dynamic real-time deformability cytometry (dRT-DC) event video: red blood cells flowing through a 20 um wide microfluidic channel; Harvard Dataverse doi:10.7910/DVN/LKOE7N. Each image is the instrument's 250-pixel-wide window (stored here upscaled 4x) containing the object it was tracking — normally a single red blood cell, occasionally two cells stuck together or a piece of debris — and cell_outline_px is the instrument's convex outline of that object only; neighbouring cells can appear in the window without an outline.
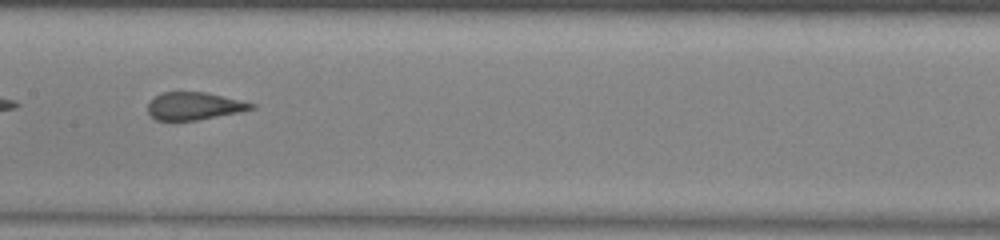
{"species": "common noctule bat (a hibernating species)", "species_latin": "Nyctalus noctula", "temperature_condition": "warm", "stored_images_in_passage": 35, "camera_frame_rate_fps": 3000, "um_per_image_px": 0.085, "animal": {"sex": "male", "body_mass_g": 13.0, "forearm_length_mm": 53.1}, "frame": {"image": 1, "passage_image": 11, "time_ms": 3.333, "image_size_px": [1000, 240], "cell_outline_px": [[256, 108], [240, 112], [196, 120], [156, 120], [148, 112], [148, 104], [160, 92], [204, 92], [240, 100], [256, 104]], "centroid_in_image_um": [16.52, 9.01], "position_along_channel_um": 190.9, "area_um2": 16.47}}
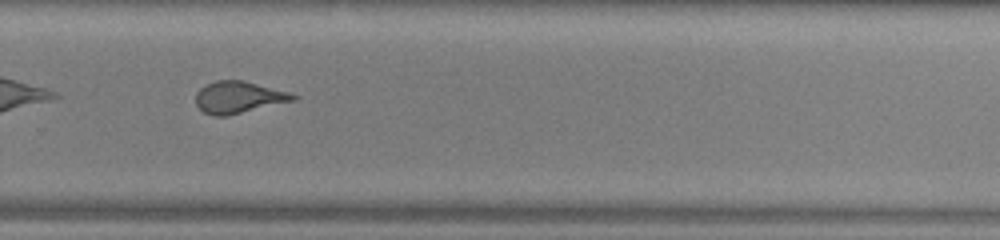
{"frame": {"image": 2, "passage_image": 20, "time_ms": 6.333, "image_size_px": [1000, 240], "cell_outline_px": [[296, 100], [228, 116], [216, 116], [204, 112], [196, 104], [196, 92], [200, 88], [216, 80], [244, 80], [288, 92], [296, 96]], "centroid_in_image_um": [20.27, 8.27], "position_along_channel_um": 309.5, "area_um2": 17.98}, "authors_computed_cell_mechanics": {"area_um2": 18.0336, "velocity_mm_per_s": 3.9686, "shape_relaxation_time_tau1_ms": null, "shape_relaxation_time_tau2_ms": 0.9476, "deformation_change_tau1": null, "deformation_change_tau2": 0.0839}}